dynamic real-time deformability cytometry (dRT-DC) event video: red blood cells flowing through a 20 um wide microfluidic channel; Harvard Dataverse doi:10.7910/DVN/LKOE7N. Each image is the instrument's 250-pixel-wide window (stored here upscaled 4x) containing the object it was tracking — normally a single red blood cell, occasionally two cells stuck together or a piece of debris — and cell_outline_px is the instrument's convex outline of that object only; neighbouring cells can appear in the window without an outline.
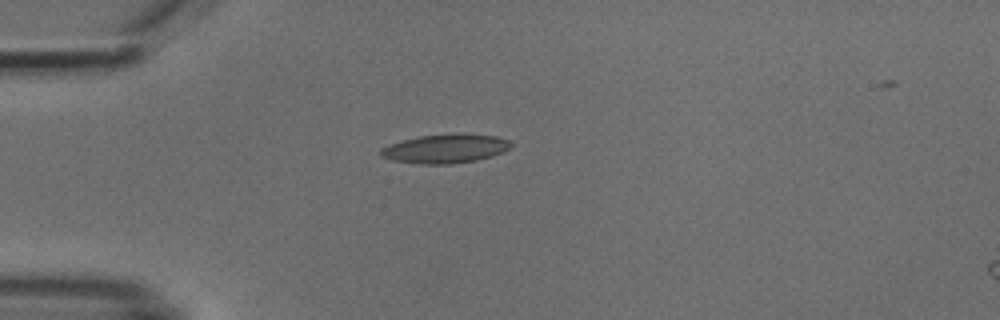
{"species": "common noctule bat (a hibernating species)", "species_latin": "Nyctalus noctula", "temperature_condition": "cold", "stored_images_in_passage": 5, "camera_frame_rate_fps": 3000, "um_per_image_px": 0.085, "animal": {"sex": "male", "body_mass_g": 18.8}, "frame": {"image": 1, "passage_image": 1, "time_ms": 0.0, "image_size_px": [1000, 320], "cell_outline_px": [[512, 144], [504, 152], [492, 156], [476, 160], [448, 164], [420, 164], [392, 160], [380, 156], [376, 152], [380, 148], [404, 140], [420, 136], [496, 136], [508, 140]], "centroid_in_image_um": [37.78, 12.69], "position_along_channel_um": 47.2, "area_um2": 21.04}}
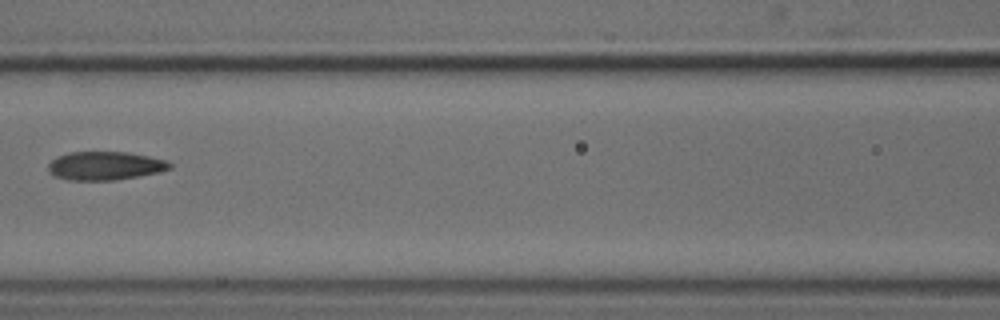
{"frame": {"image": 2, "passage_image": 4, "time_ms": 3.333, "image_size_px": [1000, 320], "cell_outline_px": [[172, 168], [160, 172], [112, 180], [68, 180], [56, 176], [48, 172], [48, 164], [56, 156], [68, 152], [128, 152], [168, 160], [172, 164]], "centroid_in_image_um": [8.93, 14.08], "position_along_channel_um": 157.7, "area_um2": 20.23}}
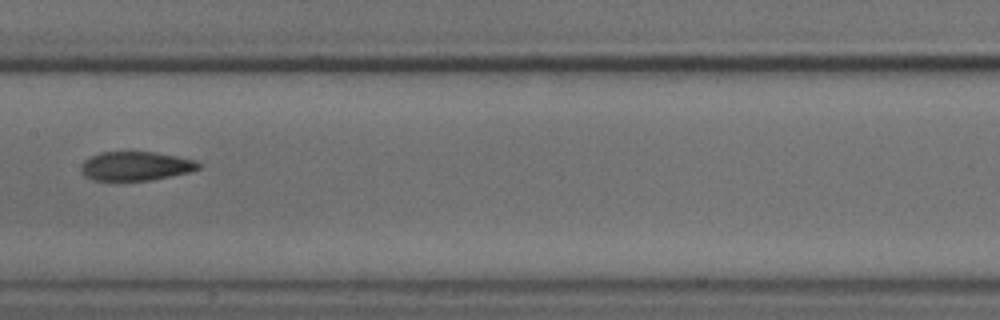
{"frame": {"image": 3, "passage_image": 5, "time_ms": 4.333, "image_size_px": [1000, 320], "cell_outline_px": [[204, 164], [200, 168], [188, 172], [148, 180], [92, 180], [84, 176], [80, 172], [80, 168], [84, 160], [100, 152], [156, 152], [196, 160]], "centroid_in_image_um": [11.53, 14.11], "position_along_channel_um": 195.9, "area_um2": 19.83}}